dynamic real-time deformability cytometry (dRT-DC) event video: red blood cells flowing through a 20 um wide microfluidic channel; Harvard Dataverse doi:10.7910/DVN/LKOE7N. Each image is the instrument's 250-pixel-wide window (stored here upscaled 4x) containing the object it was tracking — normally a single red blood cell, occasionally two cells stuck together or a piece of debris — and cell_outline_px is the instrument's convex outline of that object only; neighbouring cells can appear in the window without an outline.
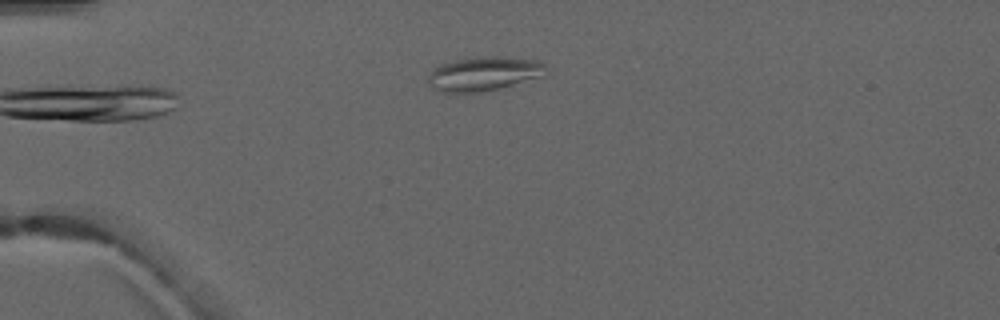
{"species": "common noctule bat (a hibernating species)", "species_latin": "Nyctalus noctula", "temperature_condition": "warm", "stored_images_in_passage": 3, "camera_frame_rate_fps": 3000, "um_per_image_px": 0.085, "animal": {"sex": "male", "forearm_length_mm": 52.5}, "frame": {"image": 1, "passage_image": 3, "time_ms": 2.333, "image_size_px": [1000, 320], "cell_outline_px": [[548, 72], [544, 76], [480, 92], [444, 92], [432, 88], [428, 80], [428, 76], [440, 64], [456, 60], [488, 56], [504, 56], [536, 60], [544, 64]], "centroid_in_image_um": [41.16, 6.25], "position_along_channel_um": 43.8, "area_um2": 23.06}}